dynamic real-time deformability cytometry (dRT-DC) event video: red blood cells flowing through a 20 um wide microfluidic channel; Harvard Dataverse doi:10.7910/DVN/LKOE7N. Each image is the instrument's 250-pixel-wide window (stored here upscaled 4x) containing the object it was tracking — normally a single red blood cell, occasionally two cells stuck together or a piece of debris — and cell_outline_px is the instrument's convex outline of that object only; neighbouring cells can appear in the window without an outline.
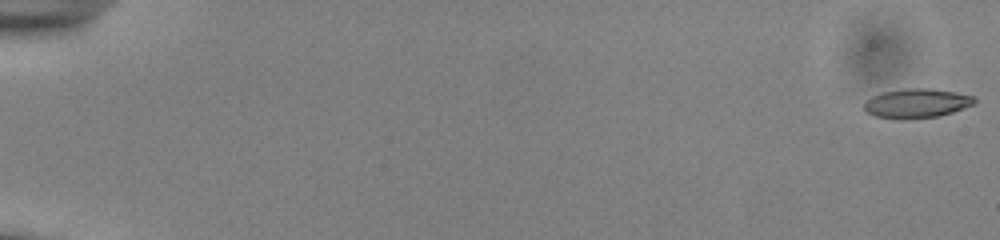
{"species": "common noctule bat (a hibernating species)", "species_latin": "Nyctalus noctula", "temperature_condition": "cold", "stored_images_in_passage": 55, "camera_frame_rate_fps": 3000, "um_per_image_px": 0.085, "animal": {"sex": "male", "body_mass_g": 13.0, "forearm_length_mm": 53.1}, "frame": {"image": 1, "passage_image": 1, "time_ms": 0.0, "image_size_px": [1000, 240], "cell_outline_px": [[976, 104], [952, 112], [936, 116], [912, 120], [896, 120], [876, 116], [868, 112], [864, 108], [864, 104], [872, 96], [884, 92], [908, 88], [928, 88], [956, 92], [976, 96]], "centroid_in_image_um": [77.96, 8.79], "position_along_channel_um": 7.0, "area_um2": 19.02}}
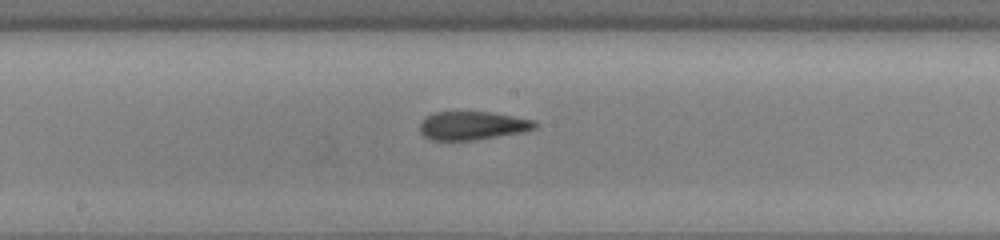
{"frame": {"image": 2, "passage_image": 31, "time_ms": 10.0, "image_size_px": [1000, 240], "cell_outline_px": [[536, 128], [524, 132], [476, 140], [432, 140], [424, 136], [420, 132], [420, 124], [424, 116], [436, 112], [492, 112], [536, 120]], "centroid_in_image_um": [40.17, 10.67], "position_along_channel_um": 208.0, "area_um2": 19.25}}
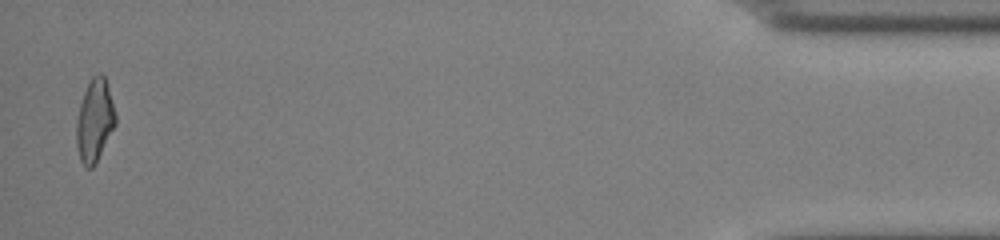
{"frame": {"image": 3, "passage_image": 54, "time_ms": 17.667, "image_size_px": [1000, 240], "cell_outline_px": [[116, 124], [96, 164], [92, 168], [88, 168], [80, 160], [76, 144], [76, 120], [80, 104], [84, 92], [92, 76], [100, 72], [104, 76], [108, 84], [116, 116]], "centroid_in_image_um": [8.05, 10.25], "position_along_channel_um": 427.2, "area_um2": 18.9}, "authors_computed_cell_mechanics": {"area_um2": 18.9584, "velocity_mm_per_s": 3.888, "shape_relaxation_time_tau1_ms": null, "shape_relaxation_time_tau2_ms": 3.296, "deformation_change_tau1": null, "deformation_change_tau2": 0.097}}